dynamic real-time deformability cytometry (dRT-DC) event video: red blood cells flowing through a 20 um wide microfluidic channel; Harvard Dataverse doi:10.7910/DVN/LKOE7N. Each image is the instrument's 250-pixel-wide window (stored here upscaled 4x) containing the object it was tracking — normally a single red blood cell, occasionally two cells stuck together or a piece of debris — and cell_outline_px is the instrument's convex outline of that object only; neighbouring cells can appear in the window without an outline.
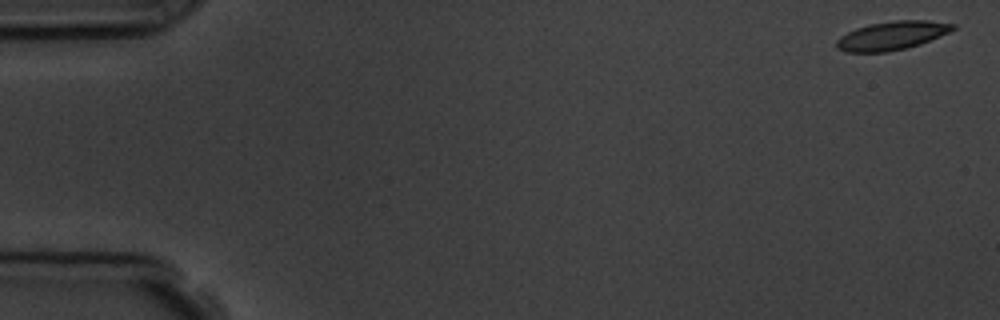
{"species": "common noctule bat (a hibernating species)", "species_latin": "Nyctalus noctula", "temperature_condition": "room temperature", "stored_images_in_passage": 5, "camera_frame_rate_fps": 3000, "um_per_image_px": 0.085, "animal": {"sex": "male", "body_mass_g": 19.5, "forearm_length_mm": 54.6}, "frame": {"image": 1, "passage_image": 1, "time_ms": 0.0, "image_size_px": [1000, 320], "cell_outline_px": [[956, 28], [940, 36], [920, 44], [888, 52], [844, 52], [836, 48], [836, 40], [840, 36], [856, 28], [868, 24], [896, 20], [928, 20], [956, 24]], "centroid_in_image_um": [75.79, 3.02], "position_along_channel_um": 9.2, "area_um2": 19.42}}
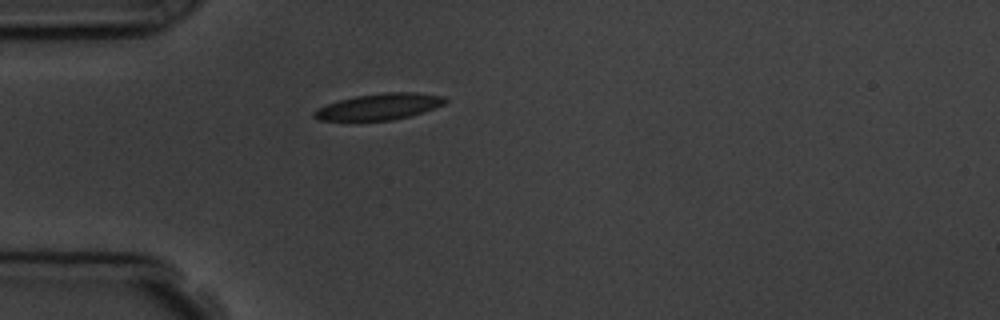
{"frame": {"image": 2, "passage_image": 5, "time_ms": 4.667, "image_size_px": [1000, 320], "cell_outline_px": [[448, 100], [444, 104], [424, 112], [392, 120], [316, 120], [312, 116], [312, 112], [316, 108], [340, 100], [356, 96], [384, 92], [416, 92], [444, 96]], "centroid_in_image_um": [32.23, 9.06], "position_along_channel_um": 52.8, "area_um2": 20.0}}